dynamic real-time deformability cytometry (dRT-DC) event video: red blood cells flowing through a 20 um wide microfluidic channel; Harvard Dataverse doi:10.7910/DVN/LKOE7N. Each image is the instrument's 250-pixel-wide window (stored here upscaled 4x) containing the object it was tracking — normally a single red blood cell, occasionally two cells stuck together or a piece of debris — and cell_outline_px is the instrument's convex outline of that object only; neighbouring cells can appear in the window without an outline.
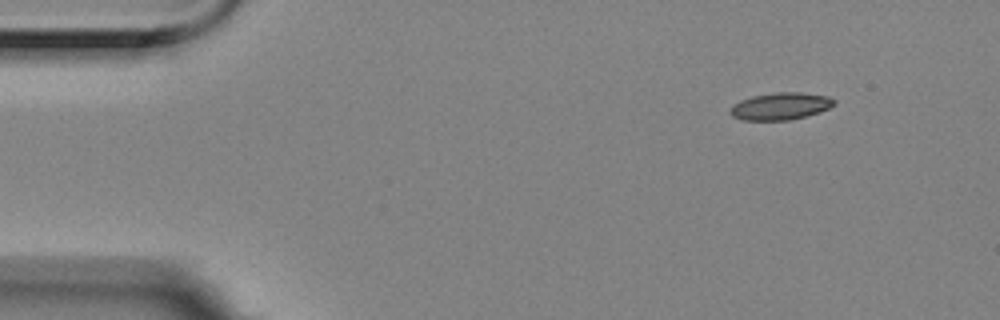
{"species": "Egyptian fruit bat (a non-hibernating species)", "species_latin": "Rousettus aegyptiacus", "temperature_condition": "room temperature", "stored_images_in_passage": 51, "camera_frame_rate_fps": 3000, "um_per_image_px": 0.085, "animal": {"sex": "female"}, "frame": {"image": 1, "passage_image": 1, "time_ms": 0.0, "image_size_px": [1000, 320], "cell_outline_px": [[836, 104], [820, 112], [808, 116], [788, 120], [744, 120], [732, 116], [728, 112], [732, 104], [740, 100], [752, 96], [776, 92], [800, 92], [828, 96], [836, 100]], "centroid_in_image_um": [66.34, 9.02], "position_along_channel_um": 18.7, "area_um2": 16.65}}
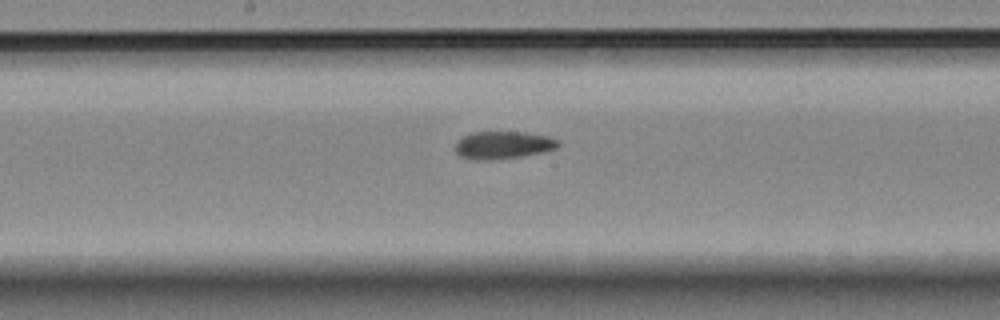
{"frame": {"image": 2, "passage_image": 24, "time_ms": 7.667, "image_size_px": [1000, 320], "cell_outline_px": [[560, 144], [556, 148], [544, 152], [520, 156], [492, 160], [472, 160], [460, 156], [452, 148], [456, 140], [472, 132], [524, 132], [548, 136], [556, 140]], "centroid_in_image_um": [42.69, 12.33], "position_along_channel_um": 205.5, "area_um2": 16.7}}
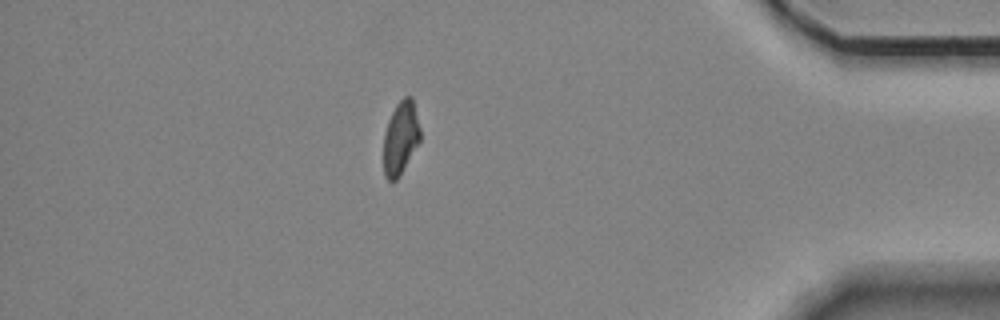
{"frame": {"image": 3, "passage_image": 44, "time_ms": 14.333, "image_size_px": [1000, 320], "cell_outline_px": [[420, 140], [396, 180], [388, 180], [384, 176], [384, 132], [388, 120], [396, 104], [404, 96], [412, 96], [420, 128]], "centroid_in_image_um": [34.04, 11.68], "position_along_channel_um": 401.2, "area_um2": 15.37}, "authors_computed_cell_mechanics": {"area_um2": 16.5308, "velocity_mm_per_s": 3.5352, "shape_relaxation_time_tau1_ms": null, "shape_relaxation_time_tau2_ms": 4.6473, "deformation_change_tau1": null, "deformation_change_tau2": 0.0899}}